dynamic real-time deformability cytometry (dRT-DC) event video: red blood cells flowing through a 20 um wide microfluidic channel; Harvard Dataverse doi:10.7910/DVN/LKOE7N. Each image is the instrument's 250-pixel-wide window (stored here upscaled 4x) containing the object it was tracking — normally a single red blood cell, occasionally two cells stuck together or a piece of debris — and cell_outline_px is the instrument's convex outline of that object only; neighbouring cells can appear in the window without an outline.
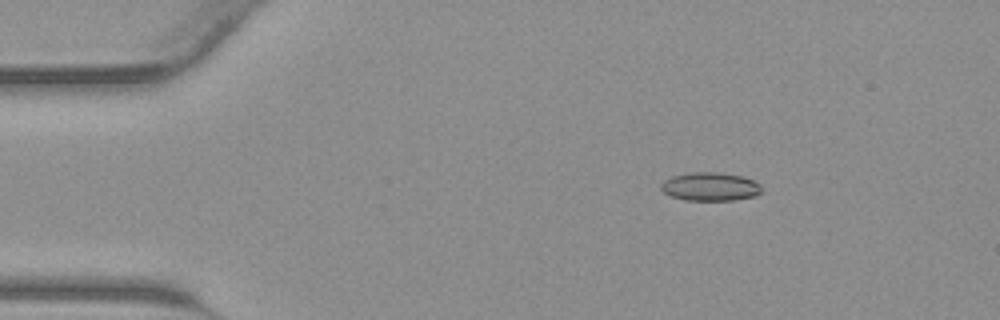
{"species": "common noctule bat (a hibernating species)", "species_latin": "Nyctalus noctula", "temperature_condition": "warm", "stored_images_in_passage": 39, "camera_frame_rate_fps": 3000, "um_per_image_px": 0.085, "animal": {"sex": "male", "body_mass_g": 23.1, "forearm_length_mm": 52.7}, "frame": {"image": 1, "passage_image": 3, "time_ms": 0.667, "image_size_px": [1000, 320], "cell_outline_px": [[764, 188], [756, 196], [732, 200], [684, 200], [672, 196], [664, 192], [660, 188], [660, 184], [664, 180], [672, 176], [688, 172], [720, 172], [744, 176], [760, 184]], "centroid_in_image_um": [60.38, 15.85], "position_along_channel_um": 24.6, "area_um2": 16.88}}
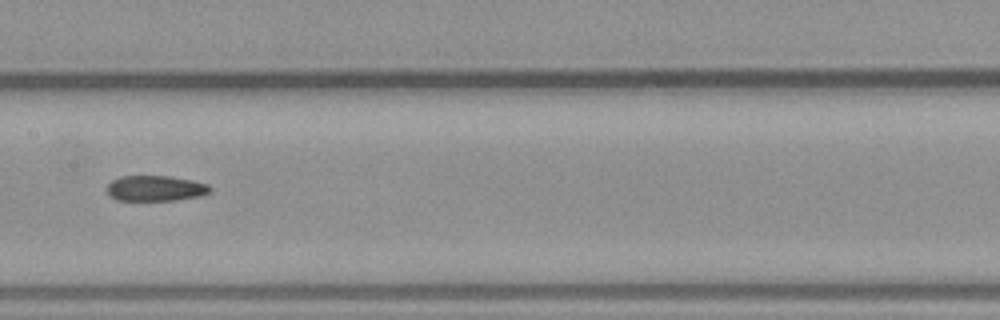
{"frame": {"image": 2, "passage_image": 18, "time_ms": 5.667, "image_size_px": [1000, 320], "cell_outline_px": [[212, 188], [208, 192], [200, 196], [176, 200], [116, 200], [108, 192], [108, 184], [112, 180], [120, 176], [172, 176], [192, 180], [208, 184]], "centroid_in_image_um": [13.23, 16.0], "position_along_channel_um": 194.2, "area_um2": 15.26}}
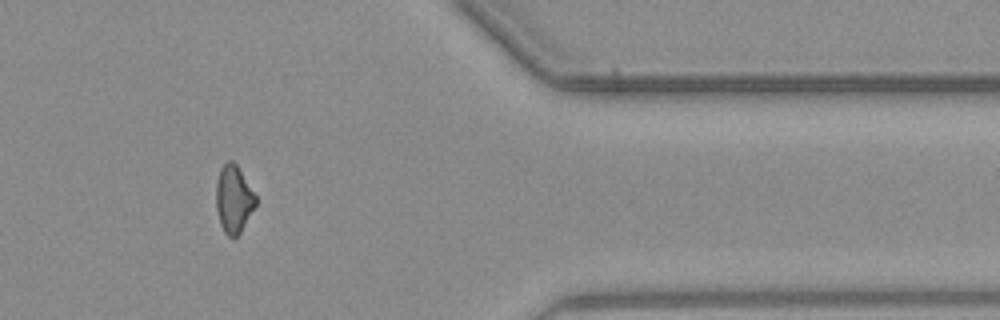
{"frame": {"image": 3, "passage_image": 32, "time_ms": 10.333, "image_size_px": [1000, 320], "cell_outline_px": [[256, 204], [240, 232], [236, 236], [228, 236], [224, 232], [220, 224], [216, 208], [216, 184], [220, 168], [228, 160], [232, 160], [236, 164], [256, 196]], "centroid_in_image_um": [19.84, 16.91], "position_along_channel_um": 391.6, "area_um2": 15.32}}